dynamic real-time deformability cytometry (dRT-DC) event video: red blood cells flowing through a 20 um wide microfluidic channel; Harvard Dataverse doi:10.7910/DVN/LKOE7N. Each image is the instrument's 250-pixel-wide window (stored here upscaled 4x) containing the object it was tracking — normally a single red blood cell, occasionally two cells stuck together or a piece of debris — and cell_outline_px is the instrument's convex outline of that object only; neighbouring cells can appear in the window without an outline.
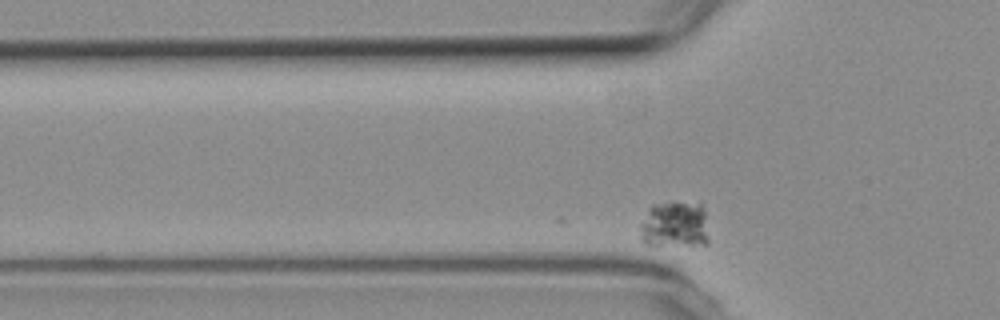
{"species": "common noctule bat (a hibernating species)", "species_latin": "Nyctalus noctula", "temperature_condition": "room temperature", "stored_images_in_passage": 13, "camera_frame_rate_fps": 3000, "um_per_image_px": 0.085, "animal": {"sex": "female", "body_mass_g": 19.3, "forearm_length_mm": 54.1}, "frame": {"image": 1, "passage_image": 2, "time_ms": 0.333, "image_size_px": [1000, 320], "cell_outline_px": [[708, 244], [644, 244], [640, 228], [640, 224], [648, 208], [652, 204], [700, 200], [704, 208], [708, 240]], "centroid_in_image_um": [57.37, 19.02], "position_along_channel_um": 68.4, "area_um2": 18.79}}
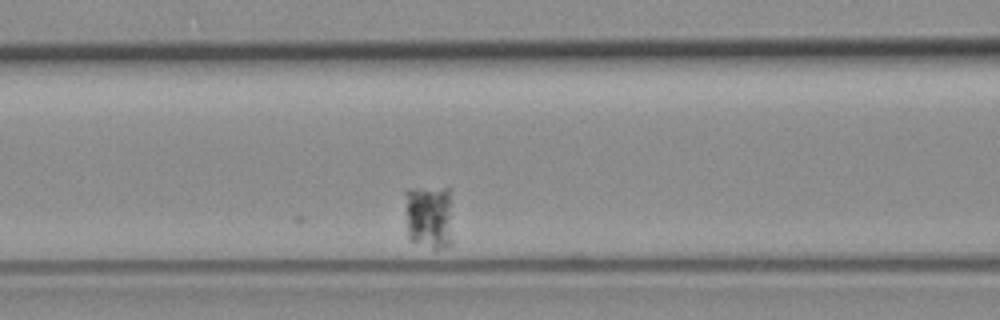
{"frame": {"image": 2, "passage_image": 8, "time_ms": 2.333, "image_size_px": [1000, 320], "cell_outline_px": [[452, 244], [444, 248], [432, 248], [408, 240], [404, 192], [408, 188], [452, 188]], "centroid_in_image_um": [36.51, 18.39], "position_along_channel_um": 130.1, "area_um2": 19.02}}
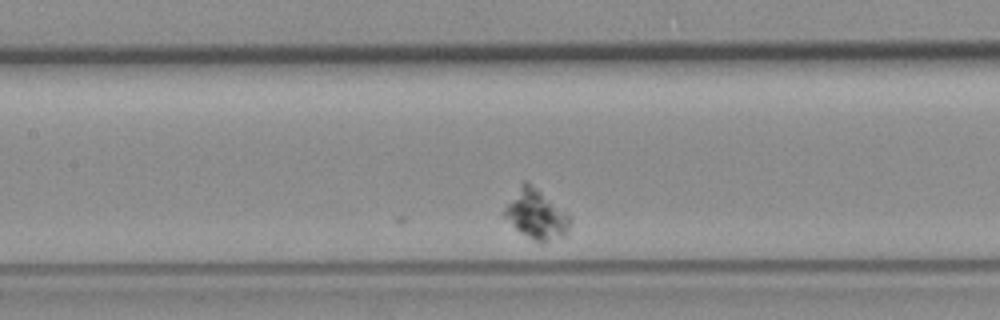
{"frame": {"image": 3, "passage_image": 11, "time_ms": 3.333, "image_size_px": [1000, 320], "cell_outline_px": [[572, 220], [564, 236], [544, 244], [540, 244], [520, 232], [504, 216], [504, 208], [524, 180], [528, 180], [572, 216]], "centroid_in_image_um": [45.63, 18.23], "position_along_channel_um": 161.8, "area_um2": 19.02}}